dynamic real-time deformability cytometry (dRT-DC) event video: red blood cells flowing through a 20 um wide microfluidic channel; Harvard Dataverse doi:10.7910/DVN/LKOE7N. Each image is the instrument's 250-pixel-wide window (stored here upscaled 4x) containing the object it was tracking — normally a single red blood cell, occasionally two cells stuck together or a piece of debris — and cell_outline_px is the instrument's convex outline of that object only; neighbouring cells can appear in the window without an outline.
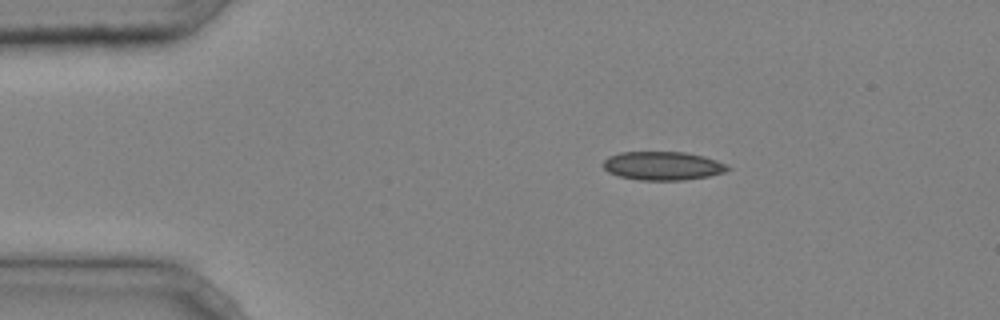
{"species": "common noctule bat (a hibernating species)", "species_latin": "Nyctalus noctula", "temperature_condition": "cold", "stored_images_in_passage": 3, "camera_frame_rate_fps": 3000, "um_per_image_px": 0.085, "animal": {"sex": "male", "body_mass_g": 20.4}, "frame": {"image": 1, "passage_image": 1, "time_ms": 0.0, "image_size_px": [1000, 320], "cell_outline_px": [[732, 168], [724, 172], [708, 176], [684, 180], [640, 180], [620, 176], [608, 172], [604, 168], [604, 160], [608, 156], [620, 152], [684, 152], [704, 156], [728, 164]], "centroid_in_image_um": [56.35, 14.09], "position_along_channel_um": 28.6, "area_um2": 20.75}}
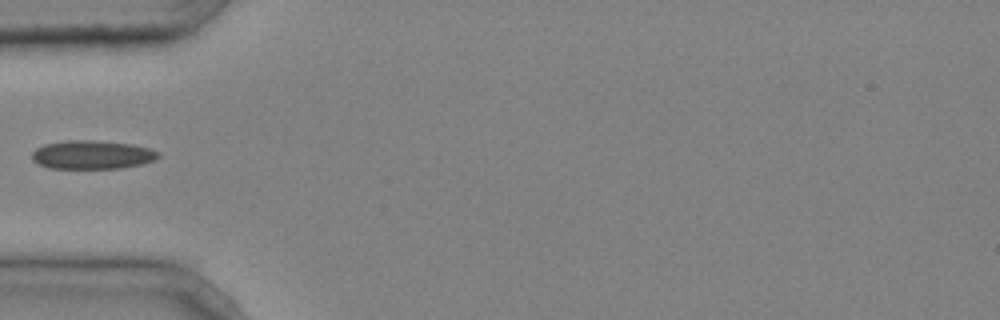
{"frame": {"image": 2, "passage_image": 3, "time_ms": 0.667, "image_size_px": [1000, 320], "cell_outline_px": [[160, 156], [156, 160], [140, 164], [120, 168], [48, 168], [32, 160], [32, 152], [36, 148], [44, 144], [68, 140], [92, 140], [132, 144], [148, 148], [160, 152]], "centroid_in_image_um": [7.84, 13.15], "position_along_channel_um": 77.2, "area_um2": 21.04}}